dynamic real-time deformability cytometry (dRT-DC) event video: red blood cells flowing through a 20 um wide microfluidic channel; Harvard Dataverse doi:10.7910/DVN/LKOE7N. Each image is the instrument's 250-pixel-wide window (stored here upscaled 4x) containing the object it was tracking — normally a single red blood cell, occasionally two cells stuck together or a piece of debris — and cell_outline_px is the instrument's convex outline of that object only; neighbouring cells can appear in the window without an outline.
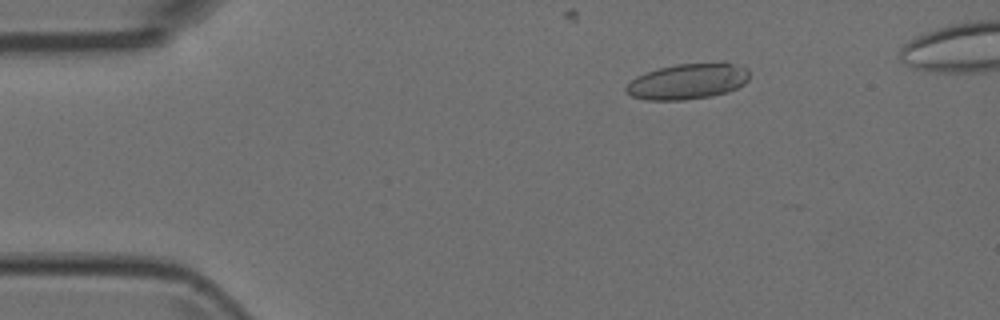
{"species": "Egyptian fruit bat (a non-hibernating species)", "species_latin": "Rousettus aegyptiacus", "temperature_condition": "room temperature", "stored_images_in_passage": 6, "camera_frame_rate_fps": 3000, "um_per_image_px": 0.085, "animal": {"sex": "female"}, "frame": {"image": 1, "passage_image": 3, "time_ms": 0.667, "image_size_px": [1000, 320], "cell_outline_px": [[748, 80], [744, 84], [728, 92], [712, 96], [680, 100], [644, 100], [632, 96], [624, 92], [624, 88], [636, 76], [660, 68], [676, 64], [724, 60], [748, 68]], "centroid_in_image_um": [58.5, 6.89], "position_along_channel_um": 26.5, "area_um2": 26.18}}